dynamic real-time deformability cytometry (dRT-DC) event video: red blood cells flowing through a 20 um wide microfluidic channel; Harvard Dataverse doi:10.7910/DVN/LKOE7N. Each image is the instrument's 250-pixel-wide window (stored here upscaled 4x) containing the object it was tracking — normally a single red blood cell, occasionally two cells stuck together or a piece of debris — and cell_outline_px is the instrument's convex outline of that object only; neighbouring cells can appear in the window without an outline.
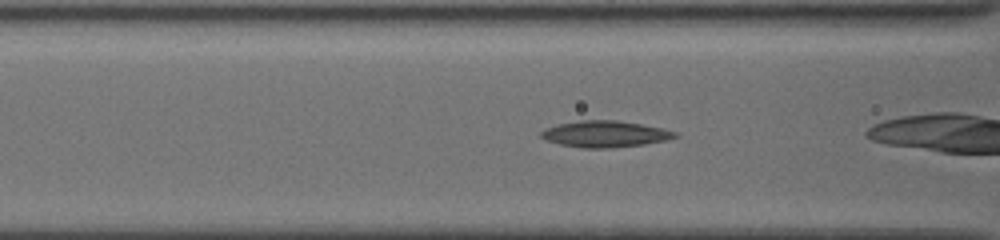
{"species": "common noctule bat (a hibernating species)", "species_latin": "Nyctalus noctula", "temperature_condition": "cold", "stored_images_in_passage": 17, "camera_frame_rate_fps": 3000, "um_per_image_px": 0.085, "animal": {"sex": "female", "body_mass_g": 19.5, "forearm_length_mm": 54.1}, "frame": {"image": 1, "passage_image": 12, "time_ms": 7.0, "image_size_px": [1000, 240], "cell_outline_px": [[680, 136], [664, 140], [644, 144], [612, 148], [580, 148], [560, 144], [544, 140], [540, 136], [540, 132], [556, 124], [580, 120], [616, 120], [664, 128], [676, 132]], "centroid_in_image_um": [51.41, 11.39], "position_along_channel_um": 115.2, "area_um2": 20.63}}